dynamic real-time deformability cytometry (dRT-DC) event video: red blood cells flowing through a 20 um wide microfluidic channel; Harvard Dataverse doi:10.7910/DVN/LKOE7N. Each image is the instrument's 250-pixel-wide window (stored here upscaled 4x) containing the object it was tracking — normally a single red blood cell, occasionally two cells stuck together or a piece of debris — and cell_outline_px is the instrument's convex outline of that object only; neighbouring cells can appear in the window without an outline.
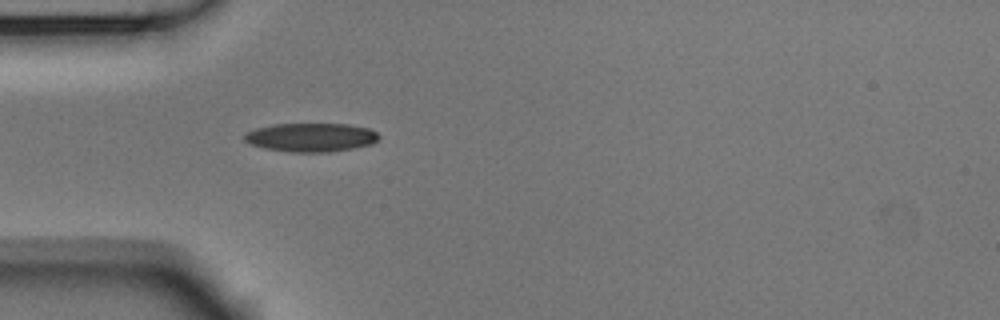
{"species": "Egyptian fruit bat (a non-hibernating species)", "species_latin": "Rousettus aegyptiacus", "temperature_condition": "room temperature", "stored_images_in_passage": 27, "camera_frame_rate_fps": 3000, "um_per_image_px": 0.085, "animal": {"sex": "male"}, "frame": {"image": 1, "passage_image": 4, "time_ms": 1.0, "image_size_px": [1000, 320], "cell_outline_px": [[380, 136], [372, 144], [352, 148], [328, 152], [292, 152], [264, 148], [252, 144], [244, 140], [244, 132], [256, 128], [272, 124], [348, 124], [368, 128], [376, 132]], "centroid_in_image_um": [26.41, 11.67], "position_along_channel_um": 58.6, "area_um2": 22.43}}
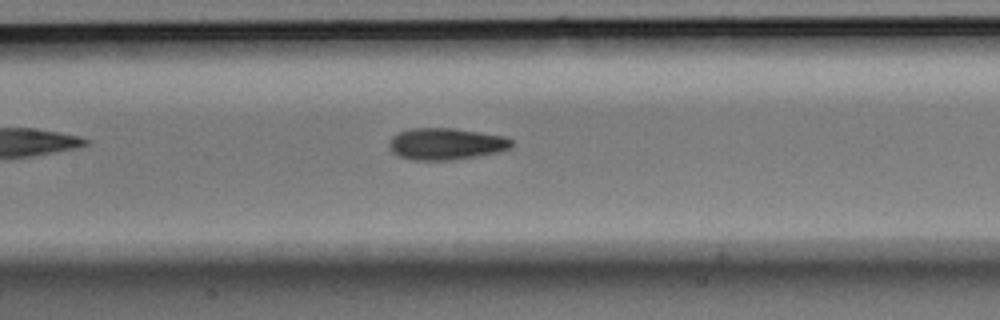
{"frame": {"image": 2, "passage_image": 13, "time_ms": 4.0, "image_size_px": [1000, 320], "cell_outline_px": [[512, 148], [500, 152], [452, 160], [408, 160], [396, 156], [388, 148], [388, 144], [392, 136], [400, 132], [412, 128], [456, 128], [504, 136], [512, 140]], "centroid_in_image_um": [37.88, 12.24], "position_along_channel_um": 169.5, "area_um2": 22.95}}
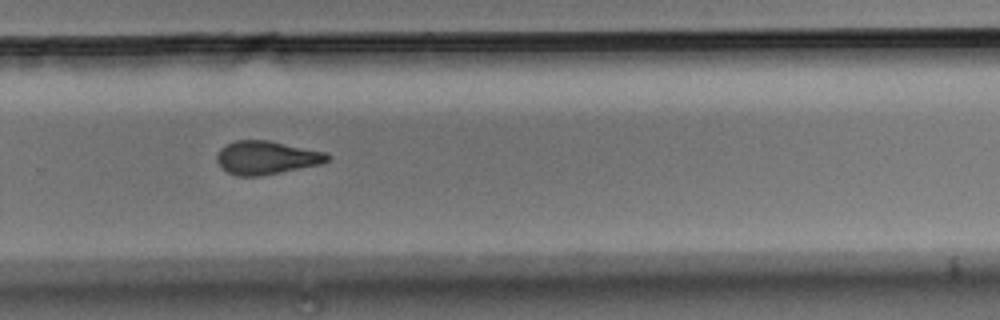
{"frame": {"image": 3, "passage_image": 24, "time_ms": 7.667, "image_size_px": [1000, 320], "cell_outline_px": [[332, 156], [328, 160], [320, 164], [260, 176], [236, 176], [220, 168], [216, 160], [216, 156], [220, 148], [236, 140], [268, 140], [328, 152]], "centroid_in_image_um": [22.64, 13.39], "position_along_channel_um": 307.2, "area_um2": 21.62}}